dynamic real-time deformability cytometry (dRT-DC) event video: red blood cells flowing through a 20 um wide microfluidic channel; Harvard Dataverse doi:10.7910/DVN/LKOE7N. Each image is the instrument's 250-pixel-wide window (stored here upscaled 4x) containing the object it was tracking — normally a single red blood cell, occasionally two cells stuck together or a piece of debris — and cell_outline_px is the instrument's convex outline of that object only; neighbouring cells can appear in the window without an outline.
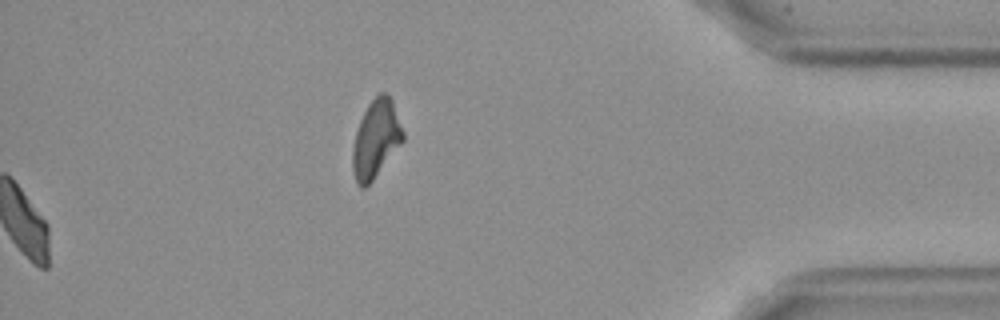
{"species": "Egyptian fruit bat (a non-hibernating species)", "species_latin": "Rousettus aegyptiacus", "temperature_condition": "cold", "stored_images_in_passage": 52, "camera_frame_rate_fps": 3000, "um_per_image_px": 0.085, "frame": {"image": 1, "passage_image": 52, "time_ms": 17.0, "image_size_px": [1000, 320], "cell_outline_px": [[404, 140], [372, 180], [364, 188], [360, 188], [356, 184], [352, 168], [352, 152], [356, 132], [360, 120], [368, 104], [380, 92], [384, 92], [392, 100], [404, 132]], "centroid_in_image_um": [31.94, 11.82], "position_along_channel_um": 403.3, "area_um2": 22.54}, "authors_computed_cell_mechanics": {"area_um2": 23.7558, "velocity_mm_per_s": 3.574, "shape_relaxation_time_tau1_ms": 4.9243, "shape_relaxation_time_tau2_ms": 3.5333, "deformation_change_tau1": 0.1404, "deformation_change_tau2": 0.0962}}